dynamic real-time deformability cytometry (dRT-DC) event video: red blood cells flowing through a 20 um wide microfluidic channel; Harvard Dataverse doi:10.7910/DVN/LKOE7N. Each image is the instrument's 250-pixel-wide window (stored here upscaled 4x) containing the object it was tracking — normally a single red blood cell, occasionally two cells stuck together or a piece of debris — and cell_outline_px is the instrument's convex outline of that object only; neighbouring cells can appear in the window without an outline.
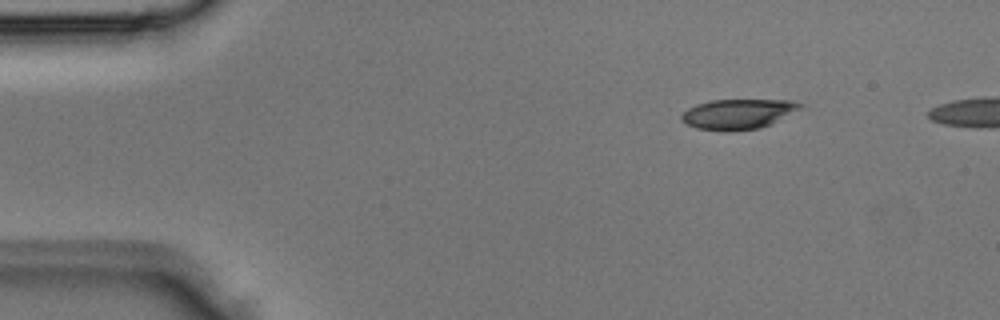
{"species": "Egyptian fruit bat (a non-hibernating species)", "species_latin": "Rousettus aegyptiacus", "temperature_condition": "room temperature", "stored_images_in_passage": 3, "camera_frame_rate_fps": 3000, "um_per_image_px": 0.085, "animal": {"sex": "male"}, "frame": {"image": 1, "passage_image": 1, "time_ms": 0.0, "image_size_px": [1000, 320], "cell_outline_px": [[804, 104], [800, 108], [772, 124], [760, 128], [696, 128], [680, 120], [680, 116], [688, 108], [696, 104], [712, 100], [788, 100]], "centroid_in_image_um": [62.74, 9.64], "position_along_channel_um": 22.3, "area_um2": 19.88}}